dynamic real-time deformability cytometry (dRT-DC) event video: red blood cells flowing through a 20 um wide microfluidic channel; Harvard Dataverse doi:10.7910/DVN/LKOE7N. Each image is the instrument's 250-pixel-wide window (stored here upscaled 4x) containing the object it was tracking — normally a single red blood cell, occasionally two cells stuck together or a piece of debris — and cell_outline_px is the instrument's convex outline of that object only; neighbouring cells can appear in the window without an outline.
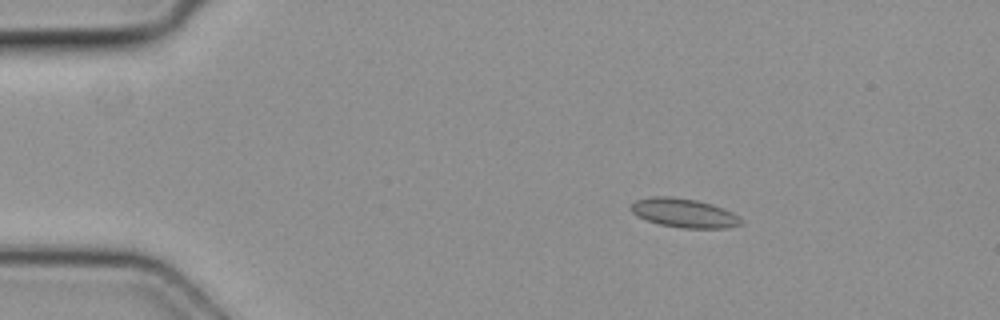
{"species": "common noctule bat (a hibernating species)", "species_latin": "Nyctalus noctula", "temperature_condition": "cold", "stored_images_in_passage": 4, "camera_frame_rate_fps": 3000, "um_per_image_px": 0.085, "animal": {"sex": "female", "body_mass_g": 19.3, "forearm_length_mm": 54.1}, "frame": {"image": 1, "passage_image": 2, "time_ms": 0.333, "image_size_px": [1000, 320], "cell_outline_px": [[744, 224], [728, 228], [680, 228], [660, 224], [636, 216], [628, 208], [636, 200], [652, 196], [668, 196], [696, 200], [712, 204], [732, 212], [744, 220]], "centroid_in_image_um": [58.16, 18.11], "position_along_channel_um": 26.8, "area_um2": 18.73}}